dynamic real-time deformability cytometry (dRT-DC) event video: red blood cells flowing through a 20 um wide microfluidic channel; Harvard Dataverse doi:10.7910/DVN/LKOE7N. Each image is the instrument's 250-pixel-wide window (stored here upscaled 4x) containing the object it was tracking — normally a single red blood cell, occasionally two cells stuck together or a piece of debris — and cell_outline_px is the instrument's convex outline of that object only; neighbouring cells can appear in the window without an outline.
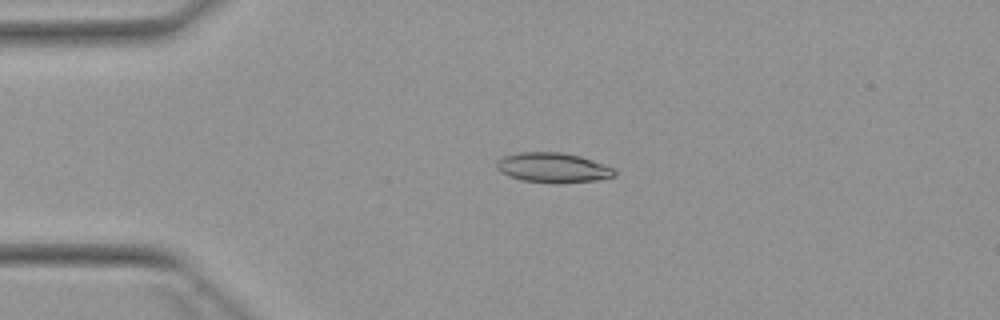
{"species": "Egyptian fruit bat (a non-hibernating species)", "species_latin": "Rousettus aegyptiacus", "temperature_condition": "warm", "stored_images_in_passage": 4, "camera_frame_rate_fps": 3000, "um_per_image_px": 0.085, "animal": {"sex": "female"}, "frame": {"image": 1, "passage_image": 4, "time_ms": 4.667, "image_size_px": [1000, 320], "cell_outline_px": [[616, 176], [596, 180], [560, 184], [556, 184], [520, 180], [508, 176], [500, 172], [496, 168], [496, 164], [504, 156], [520, 152], [560, 152], [580, 156], [604, 164], [612, 168], [616, 172]], "centroid_in_image_um": [47.0, 14.27], "position_along_channel_um": 38.0, "area_um2": 20.63}}